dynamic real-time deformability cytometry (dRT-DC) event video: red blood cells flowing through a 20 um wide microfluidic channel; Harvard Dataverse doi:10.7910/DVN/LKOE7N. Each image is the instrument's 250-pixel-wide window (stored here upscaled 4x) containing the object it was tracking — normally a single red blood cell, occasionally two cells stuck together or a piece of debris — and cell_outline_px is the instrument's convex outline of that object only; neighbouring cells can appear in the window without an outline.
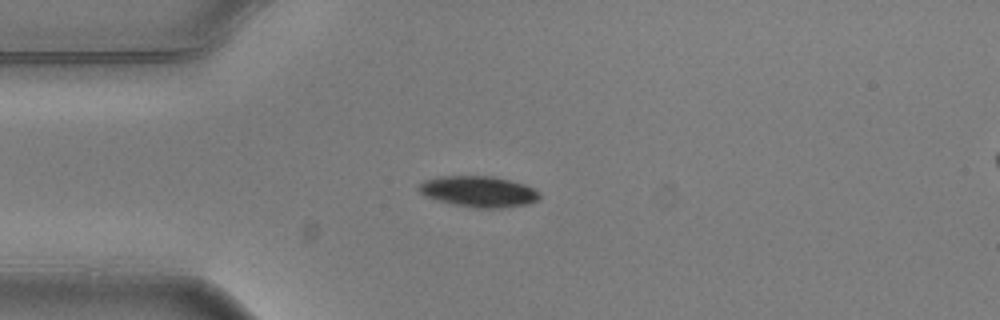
{"species": "common noctule bat (a hibernating species)", "species_latin": "Nyctalus noctula", "temperature_condition": "warm", "stored_images_in_passage": 8, "camera_frame_rate_fps": 3000, "um_per_image_px": 0.085, "animal": {"sex": "male", "body_mass_g": 20.5, "forearm_length_mm": 52.5}, "frame": {"image": 1, "passage_image": 4, "time_ms": 1.0, "image_size_px": [1000, 320], "cell_outline_px": [[540, 196], [536, 200], [528, 204], [504, 208], [476, 208], [452, 204], [436, 200], [424, 196], [416, 188], [424, 180], [440, 176], [492, 176], [524, 184], [540, 192]], "centroid_in_image_um": [40.65, 16.29], "position_along_channel_um": 44.4, "area_um2": 21.85}}
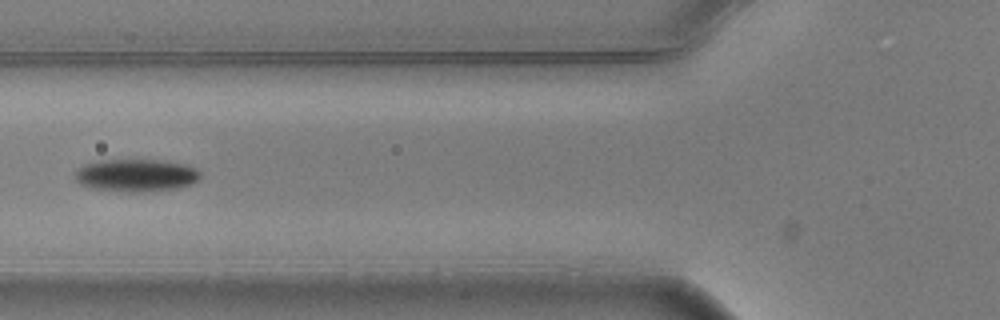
{"frame": {"image": 2, "passage_image": 6, "time_ms": 1.667, "image_size_px": [1000, 320], "cell_outline_px": [[200, 176], [196, 180], [188, 184], [176, 188], [140, 192], [128, 192], [88, 188], [80, 184], [76, 180], [76, 168], [84, 164], [96, 160], [160, 160], [188, 164], [196, 168], [200, 172]], "centroid_in_image_um": [11.52, 14.89], "position_along_channel_um": 114.3, "area_um2": 23.87}}
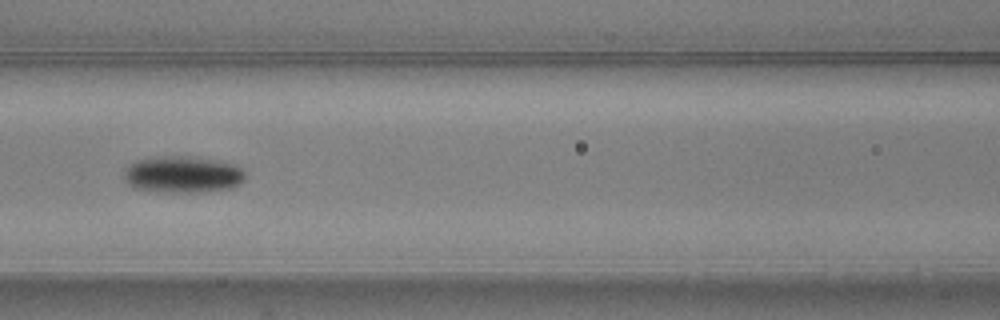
{"frame": {"image": 3, "passage_image": 7, "time_ms": 2.0, "image_size_px": [1000, 320], "cell_outline_px": [[244, 180], [240, 184], [232, 188], [200, 192], [164, 192], [132, 188], [124, 180], [124, 168], [128, 164], [136, 160], [148, 156], [192, 156], [236, 164], [244, 172]], "centroid_in_image_um": [15.48, 14.82], "position_along_channel_um": 151.1, "area_um2": 26.41}}